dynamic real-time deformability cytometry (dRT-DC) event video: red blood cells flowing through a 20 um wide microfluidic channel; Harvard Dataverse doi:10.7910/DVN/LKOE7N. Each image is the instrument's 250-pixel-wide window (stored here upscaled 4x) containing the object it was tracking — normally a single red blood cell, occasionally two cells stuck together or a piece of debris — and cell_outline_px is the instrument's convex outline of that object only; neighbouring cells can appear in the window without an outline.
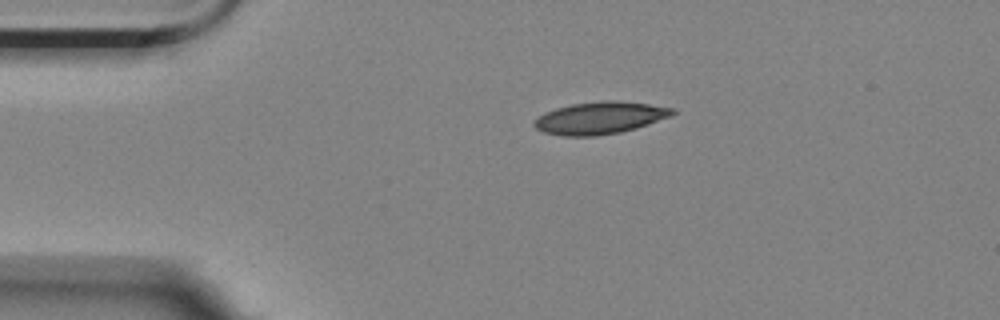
{"species": "Egyptian fruit bat (a non-hibernating species)", "species_latin": "Rousettus aegyptiacus", "temperature_condition": "room temperature", "stored_images_in_passage": 6, "camera_frame_rate_fps": 3000, "um_per_image_px": 0.085, "animal": {"sex": "female"}, "frame": {"image": 1, "passage_image": 1, "time_ms": 0.0, "image_size_px": [1000, 320], "cell_outline_px": [[676, 112], [672, 116], [636, 128], [620, 132], [596, 136], [564, 136], [544, 132], [536, 128], [532, 124], [544, 112], [556, 108], [572, 104], [604, 100], [616, 100], [648, 104], [676, 108]], "centroid_in_image_um": [51.02, 10.02], "position_along_channel_um": 34.0, "area_um2": 25.95}}